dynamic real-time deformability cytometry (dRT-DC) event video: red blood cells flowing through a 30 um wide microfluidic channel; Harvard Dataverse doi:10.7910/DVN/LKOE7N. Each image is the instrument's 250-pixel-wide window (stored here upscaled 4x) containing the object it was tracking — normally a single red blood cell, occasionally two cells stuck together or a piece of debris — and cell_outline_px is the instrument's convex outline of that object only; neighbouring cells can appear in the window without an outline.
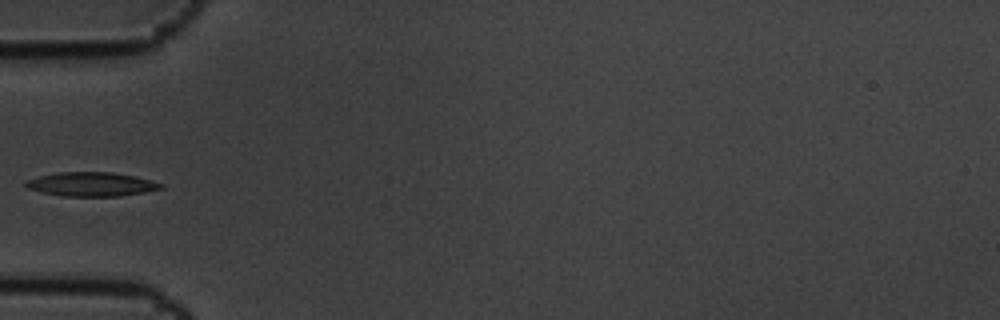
{"species": "common noctule bat (a hibernating species)", "species_latin": "Nyctalus noctula", "temperature_condition": "cold", "stored_images_in_passage": 3, "camera_frame_rate_fps": 3000, "um_per_image_px": 0.085, "animal": {"sex": "male", "body_mass_g": 19.5, "forearm_length_mm": 54.6}, "frame": {"image": 1, "passage_image": 3, "time_ms": 0.667, "image_size_px": [1000, 320], "cell_outline_px": [[164, 188], [144, 192], [120, 196], [60, 196], [28, 188], [24, 184], [28, 180], [40, 176], [56, 172], [112, 172], [136, 176], [152, 180], [164, 184]], "centroid_in_image_um": [7.82, 15.65], "position_along_channel_um": 77.2, "area_um2": 18.9}}